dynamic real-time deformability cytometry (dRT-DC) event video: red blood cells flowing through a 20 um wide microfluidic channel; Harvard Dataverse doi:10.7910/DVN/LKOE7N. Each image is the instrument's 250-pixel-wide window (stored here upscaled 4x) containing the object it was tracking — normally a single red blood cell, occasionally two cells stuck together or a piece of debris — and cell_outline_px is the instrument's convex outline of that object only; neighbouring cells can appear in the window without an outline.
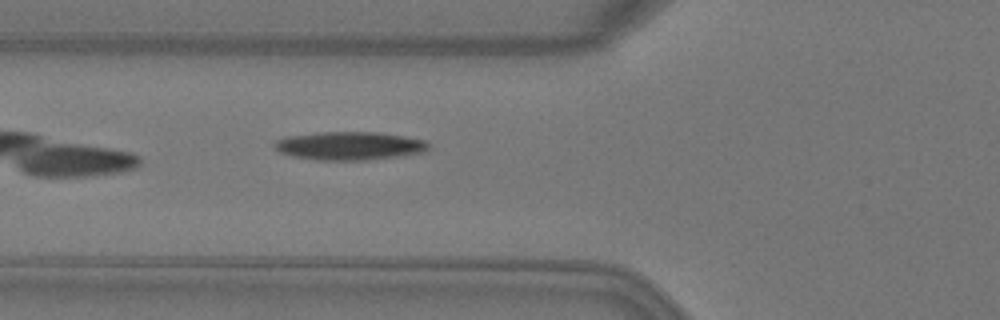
{"species": "Egyptian fruit bat (a non-hibernating species)", "species_latin": "Rousettus aegyptiacus", "temperature_condition": "warm", "stored_images_in_passage": 6, "camera_frame_rate_fps": 3000, "um_per_image_px": 0.085, "animal": {"sex": "female"}, "frame": {"image": 1, "passage_image": 6, "time_ms": 1.667, "image_size_px": [1000, 320], "cell_outline_px": [[428, 148], [424, 152], [368, 160], [316, 160], [292, 156], [280, 152], [272, 144], [276, 140], [288, 136], [324, 132], [376, 132], [424, 140], [428, 144]], "centroid_in_image_um": [29.66, 12.4], "position_along_channel_um": 96.1, "area_um2": 25.09}}